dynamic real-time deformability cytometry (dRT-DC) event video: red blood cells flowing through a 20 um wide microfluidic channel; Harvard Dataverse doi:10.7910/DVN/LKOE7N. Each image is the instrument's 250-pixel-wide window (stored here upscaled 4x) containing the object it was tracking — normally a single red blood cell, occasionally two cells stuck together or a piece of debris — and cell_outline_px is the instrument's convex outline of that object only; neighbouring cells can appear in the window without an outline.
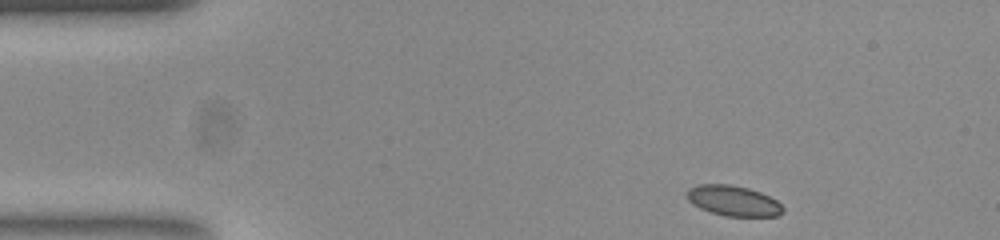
{"species": "common noctule bat (a hibernating species)", "species_latin": "Nyctalus noctula", "temperature_condition": "room temperature", "stored_images_in_passage": 47, "camera_frame_rate_fps": 3000, "um_per_image_px": 0.085, "animal": {"sex": "female", "body_mass_g": 23.0, "forearm_length_mm": 53.4}, "frame": {"image": 1, "passage_image": 1, "time_ms": 0.0, "image_size_px": [1000, 240], "cell_outline_px": [[784, 212], [776, 216], [724, 216], [700, 208], [692, 204], [684, 196], [688, 188], [696, 184], [728, 184], [748, 188], [760, 192], [776, 200], [784, 208]], "centroid_in_image_um": [62.29, 17.06], "position_along_channel_um": 22.7, "area_um2": 17.11}}
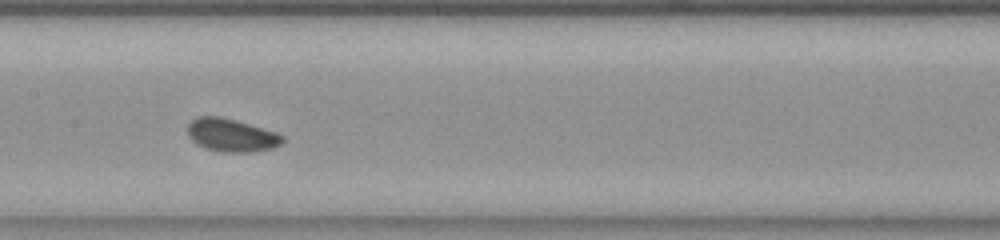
{"frame": {"image": 2, "passage_image": 20, "time_ms": 6.333, "image_size_px": [1000, 240], "cell_outline_px": [[284, 140], [280, 144], [272, 148], [252, 152], [220, 152], [196, 144], [188, 136], [188, 120], [196, 116], [220, 116], [236, 120], [276, 132], [284, 136]], "centroid_in_image_um": [19.64, 11.48], "position_along_channel_um": 187.8, "area_um2": 18.38}}
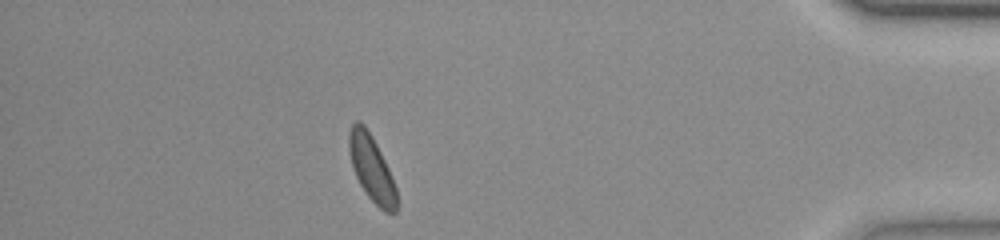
{"frame": {"image": 3, "passage_image": 41, "time_ms": 13.333, "image_size_px": [1000, 240], "cell_outline_px": [[396, 212], [384, 212], [368, 196], [360, 184], [356, 176], [348, 152], [348, 132], [352, 124], [356, 120], [360, 120], [364, 124], [372, 136], [388, 168], [396, 188]], "centroid_in_image_um": [31.55, 14.26], "position_along_channel_um": 403.7, "area_um2": 18.03}}